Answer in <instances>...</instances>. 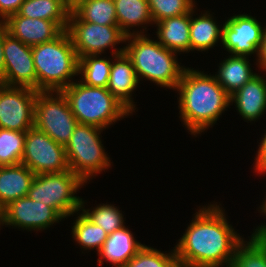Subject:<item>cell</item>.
I'll return each instance as SVG.
<instances>
[{
  "label": "cell",
  "instance_id": "obj_1",
  "mask_svg": "<svg viewBox=\"0 0 266 267\" xmlns=\"http://www.w3.org/2000/svg\"><path fill=\"white\" fill-rule=\"evenodd\" d=\"M225 210L215 204L202 206L174 247L184 267H229L244 239L227 221Z\"/></svg>",
  "mask_w": 266,
  "mask_h": 267
},
{
  "label": "cell",
  "instance_id": "obj_2",
  "mask_svg": "<svg viewBox=\"0 0 266 267\" xmlns=\"http://www.w3.org/2000/svg\"><path fill=\"white\" fill-rule=\"evenodd\" d=\"M193 69H184L175 90L179 93L181 121L196 136L212 127L231 103L214 75Z\"/></svg>",
  "mask_w": 266,
  "mask_h": 267
},
{
  "label": "cell",
  "instance_id": "obj_3",
  "mask_svg": "<svg viewBox=\"0 0 266 267\" xmlns=\"http://www.w3.org/2000/svg\"><path fill=\"white\" fill-rule=\"evenodd\" d=\"M149 38L144 34L126 36L124 53L131 60L139 81L145 78L175 90L186 67L178 63V53Z\"/></svg>",
  "mask_w": 266,
  "mask_h": 267
},
{
  "label": "cell",
  "instance_id": "obj_4",
  "mask_svg": "<svg viewBox=\"0 0 266 267\" xmlns=\"http://www.w3.org/2000/svg\"><path fill=\"white\" fill-rule=\"evenodd\" d=\"M32 54L37 91H62L78 75L79 58L66 30L54 40L32 46Z\"/></svg>",
  "mask_w": 266,
  "mask_h": 267
},
{
  "label": "cell",
  "instance_id": "obj_5",
  "mask_svg": "<svg viewBox=\"0 0 266 267\" xmlns=\"http://www.w3.org/2000/svg\"><path fill=\"white\" fill-rule=\"evenodd\" d=\"M61 92L67 98L78 124L106 129L131 113L104 87H90L76 81Z\"/></svg>",
  "mask_w": 266,
  "mask_h": 267
},
{
  "label": "cell",
  "instance_id": "obj_6",
  "mask_svg": "<svg viewBox=\"0 0 266 267\" xmlns=\"http://www.w3.org/2000/svg\"><path fill=\"white\" fill-rule=\"evenodd\" d=\"M85 182L71 170L35 175L28 197L51 206L63 219L81 211L82 198L75 196Z\"/></svg>",
  "mask_w": 266,
  "mask_h": 267
},
{
  "label": "cell",
  "instance_id": "obj_7",
  "mask_svg": "<svg viewBox=\"0 0 266 267\" xmlns=\"http://www.w3.org/2000/svg\"><path fill=\"white\" fill-rule=\"evenodd\" d=\"M102 131V128L93 125L77 124L65 146L70 170L86 184L93 175L111 166L100 138Z\"/></svg>",
  "mask_w": 266,
  "mask_h": 267
},
{
  "label": "cell",
  "instance_id": "obj_8",
  "mask_svg": "<svg viewBox=\"0 0 266 267\" xmlns=\"http://www.w3.org/2000/svg\"><path fill=\"white\" fill-rule=\"evenodd\" d=\"M77 124L69 102L61 91H37L34 114L36 129L66 146Z\"/></svg>",
  "mask_w": 266,
  "mask_h": 267
},
{
  "label": "cell",
  "instance_id": "obj_9",
  "mask_svg": "<svg viewBox=\"0 0 266 267\" xmlns=\"http://www.w3.org/2000/svg\"><path fill=\"white\" fill-rule=\"evenodd\" d=\"M66 31L78 58L88 55H101L109 47L114 48L111 52L112 56L124 53V47L115 48L117 44L126 41V35L119 26H102L84 22L70 11Z\"/></svg>",
  "mask_w": 266,
  "mask_h": 267
},
{
  "label": "cell",
  "instance_id": "obj_10",
  "mask_svg": "<svg viewBox=\"0 0 266 267\" xmlns=\"http://www.w3.org/2000/svg\"><path fill=\"white\" fill-rule=\"evenodd\" d=\"M21 163L35 175L70 170L65 146L35 127L26 131Z\"/></svg>",
  "mask_w": 266,
  "mask_h": 267
},
{
  "label": "cell",
  "instance_id": "obj_11",
  "mask_svg": "<svg viewBox=\"0 0 266 267\" xmlns=\"http://www.w3.org/2000/svg\"><path fill=\"white\" fill-rule=\"evenodd\" d=\"M37 90L0 83V128L27 131L34 127Z\"/></svg>",
  "mask_w": 266,
  "mask_h": 267
},
{
  "label": "cell",
  "instance_id": "obj_12",
  "mask_svg": "<svg viewBox=\"0 0 266 267\" xmlns=\"http://www.w3.org/2000/svg\"><path fill=\"white\" fill-rule=\"evenodd\" d=\"M264 27L248 14L234 15L222 26L223 48L232 56H259Z\"/></svg>",
  "mask_w": 266,
  "mask_h": 267
},
{
  "label": "cell",
  "instance_id": "obj_13",
  "mask_svg": "<svg viewBox=\"0 0 266 267\" xmlns=\"http://www.w3.org/2000/svg\"><path fill=\"white\" fill-rule=\"evenodd\" d=\"M3 54L4 74L0 83L37 90L32 46L22 43L8 33L5 36Z\"/></svg>",
  "mask_w": 266,
  "mask_h": 267
},
{
  "label": "cell",
  "instance_id": "obj_14",
  "mask_svg": "<svg viewBox=\"0 0 266 267\" xmlns=\"http://www.w3.org/2000/svg\"><path fill=\"white\" fill-rule=\"evenodd\" d=\"M63 218L51 207L28 196L14 200L2 210V224L21 230H41Z\"/></svg>",
  "mask_w": 266,
  "mask_h": 267
},
{
  "label": "cell",
  "instance_id": "obj_15",
  "mask_svg": "<svg viewBox=\"0 0 266 267\" xmlns=\"http://www.w3.org/2000/svg\"><path fill=\"white\" fill-rule=\"evenodd\" d=\"M3 22L11 36L29 46L54 40L64 31L56 22L31 19L17 13L8 16Z\"/></svg>",
  "mask_w": 266,
  "mask_h": 267
},
{
  "label": "cell",
  "instance_id": "obj_16",
  "mask_svg": "<svg viewBox=\"0 0 266 267\" xmlns=\"http://www.w3.org/2000/svg\"><path fill=\"white\" fill-rule=\"evenodd\" d=\"M115 58V59H114ZM107 90L132 114L135 104L132 92L140 83L131 60L125 53L113 56Z\"/></svg>",
  "mask_w": 266,
  "mask_h": 267
},
{
  "label": "cell",
  "instance_id": "obj_17",
  "mask_svg": "<svg viewBox=\"0 0 266 267\" xmlns=\"http://www.w3.org/2000/svg\"><path fill=\"white\" fill-rule=\"evenodd\" d=\"M230 103L247 122L260 119L266 110V79L256 74L230 96Z\"/></svg>",
  "mask_w": 266,
  "mask_h": 267
},
{
  "label": "cell",
  "instance_id": "obj_18",
  "mask_svg": "<svg viewBox=\"0 0 266 267\" xmlns=\"http://www.w3.org/2000/svg\"><path fill=\"white\" fill-rule=\"evenodd\" d=\"M144 246L135 240L133 233L125 226L108 234L102 248L98 252L99 266L106 262L112 263L114 267H124ZM103 259V260H102Z\"/></svg>",
  "mask_w": 266,
  "mask_h": 267
},
{
  "label": "cell",
  "instance_id": "obj_19",
  "mask_svg": "<svg viewBox=\"0 0 266 267\" xmlns=\"http://www.w3.org/2000/svg\"><path fill=\"white\" fill-rule=\"evenodd\" d=\"M35 174L24 164L0 166V208L26 197Z\"/></svg>",
  "mask_w": 266,
  "mask_h": 267
},
{
  "label": "cell",
  "instance_id": "obj_20",
  "mask_svg": "<svg viewBox=\"0 0 266 267\" xmlns=\"http://www.w3.org/2000/svg\"><path fill=\"white\" fill-rule=\"evenodd\" d=\"M190 22L191 11L180 16L165 18L155 23L158 42L176 53L190 52Z\"/></svg>",
  "mask_w": 266,
  "mask_h": 267
},
{
  "label": "cell",
  "instance_id": "obj_21",
  "mask_svg": "<svg viewBox=\"0 0 266 267\" xmlns=\"http://www.w3.org/2000/svg\"><path fill=\"white\" fill-rule=\"evenodd\" d=\"M228 57L219 64L215 78L231 96L257 73H254L251 69L249 57L232 55Z\"/></svg>",
  "mask_w": 266,
  "mask_h": 267
},
{
  "label": "cell",
  "instance_id": "obj_22",
  "mask_svg": "<svg viewBox=\"0 0 266 267\" xmlns=\"http://www.w3.org/2000/svg\"><path fill=\"white\" fill-rule=\"evenodd\" d=\"M116 9L117 24L126 36L144 34L145 25L152 24L149 4L147 0H113ZM143 27V31L132 30L133 27ZM130 28L133 32L130 31ZM142 31V32H141Z\"/></svg>",
  "mask_w": 266,
  "mask_h": 267
},
{
  "label": "cell",
  "instance_id": "obj_23",
  "mask_svg": "<svg viewBox=\"0 0 266 267\" xmlns=\"http://www.w3.org/2000/svg\"><path fill=\"white\" fill-rule=\"evenodd\" d=\"M195 8L191 10L190 22V51H207L213 48L219 40H222V27L217 25L209 11L201 16L193 18Z\"/></svg>",
  "mask_w": 266,
  "mask_h": 267
},
{
  "label": "cell",
  "instance_id": "obj_24",
  "mask_svg": "<svg viewBox=\"0 0 266 267\" xmlns=\"http://www.w3.org/2000/svg\"><path fill=\"white\" fill-rule=\"evenodd\" d=\"M17 14L31 19L53 21L66 30L70 10L62 0H25Z\"/></svg>",
  "mask_w": 266,
  "mask_h": 267
},
{
  "label": "cell",
  "instance_id": "obj_25",
  "mask_svg": "<svg viewBox=\"0 0 266 267\" xmlns=\"http://www.w3.org/2000/svg\"><path fill=\"white\" fill-rule=\"evenodd\" d=\"M229 267H266V235L253 231L238 244Z\"/></svg>",
  "mask_w": 266,
  "mask_h": 267
},
{
  "label": "cell",
  "instance_id": "obj_26",
  "mask_svg": "<svg viewBox=\"0 0 266 267\" xmlns=\"http://www.w3.org/2000/svg\"><path fill=\"white\" fill-rule=\"evenodd\" d=\"M110 58H100V55H88L78 60V75L80 82L90 87L107 88L111 71Z\"/></svg>",
  "mask_w": 266,
  "mask_h": 267
},
{
  "label": "cell",
  "instance_id": "obj_27",
  "mask_svg": "<svg viewBox=\"0 0 266 267\" xmlns=\"http://www.w3.org/2000/svg\"><path fill=\"white\" fill-rule=\"evenodd\" d=\"M72 12L84 22L102 26H118L113 0H86Z\"/></svg>",
  "mask_w": 266,
  "mask_h": 267
},
{
  "label": "cell",
  "instance_id": "obj_28",
  "mask_svg": "<svg viewBox=\"0 0 266 267\" xmlns=\"http://www.w3.org/2000/svg\"><path fill=\"white\" fill-rule=\"evenodd\" d=\"M73 223L72 236L73 240L85 250L96 249L97 253L102 248L108 233L100 226L96 225L82 212Z\"/></svg>",
  "mask_w": 266,
  "mask_h": 267
},
{
  "label": "cell",
  "instance_id": "obj_29",
  "mask_svg": "<svg viewBox=\"0 0 266 267\" xmlns=\"http://www.w3.org/2000/svg\"><path fill=\"white\" fill-rule=\"evenodd\" d=\"M26 131L0 128V166L20 164Z\"/></svg>",
  "mask_w": 266,
  "mask_h": 267
},
{
  "label": "cell",
  "instance_id": "obj_30",
  "mask_svg": "<svg viewBox=\"0 0 266 267\" xmlns=\"http://www.w3.org/2000/svg\"><path fill=\"white\" fill-rule=\"evenodd\" d=\"M84 204L85 201L82 199L80 208L82 213L96 225L102 227L108 234L125 226L124 215L114 205L99 204L90 211V209L84 208Z\"/></svg>",
  "mask_w": 266,
  "mask_h": 267
},
{
  "label": "cell",
  "instance_id": "obj_31",
  "mask_svg": "<svg viewBox=\"0 0 266 267\" xmlns=\"http://www.w3.org/2000/svg\"><path fill=\"white\" fill-rule=\"evenodd\" d=\"M175 250L163 253L152 247L144 245L142 249L131 258L124 267H180Z\"/></svg>",
  "mask_w": 266,
  "mask_h": 267
},
{
  "label": "cell",
  "instance_id": "obj_32",
  "mask_svg": "<svg viewBox=\"0 0 266 267\" xmlns=\"http://www.w3.org/2000/svg\"><path fill=\"white\" fill-rule=\"evenodd\" d=\"M150 14L155 23L169 17L189 13L195 6L194 0H147Z\"/></svg>",
  "mask_w": 266,
  "mask_h": 267
},
{
  "label": "cell",
  "instance_id": "obj_33",
  "mask_svg": "<svg viewBox=\"0 0 266 267\" xmlns=\"http://www.w3.org/2000/svg\"><path fill=\"white\" fill-rule=\"evenodd\" d=\"M263 135L255 157V173L266 174V131Z\"/></svg>",
  "mask_w": 266,
  "mask_h": 267
},
{
  "label": "cell",
  "instance_id": "obj_34",
  "mask_svg": "<svg viewBox=\"0 0 266 267\" xmlns=\"http://www.w3.org/2000/svg\"><path fill=\"white\" fill-rule=\"evenodd\" d=\"M25 0H0V21L19 11Z\"/></svg>",
  "mask_w": 266,
  "mask_h": 267
},
{
  "label": "cell",
  "instance_id": "obj_35",
  "mask_svg": "<svg viewBox=\"0 0 266 267\" xmlns=\"http://www.w3.org/2000/svg\"><path fill=\"white\" fill-rule=\"evenodd\" d=\"M8 34L6 25L3 21H0V79L4 74V54L3 46L5 41V36Z\"/></svg>",
  "mask_w": 266,
  "mask_h": 267
},
{
  "label": "cell",
  "instance_id": "obj_36",
  "mask_svg": "<svg viewBox=\"0 0 266 267\" xmlns=\"http://www.w3.org/2000/svg\"><path fill=\"white\" fill-rule=\"evenodd\" d=\"M256 65L259 66V68L263 69V71H266V26L264 27L263 31V38H262V44L259 49V56L257 58Z\"/></svg>",
  "mask_w": 266,
  "mask_h": 267
},
{
  "label": "cell",
  "instance_id": "obj_37",
  "mask_svg": "<svg viewBox=\"0 0 266 267\" xmlns=\"http://www.w3.org/2000/svg\"><path fill=\"white\" fill-rule=\"evenodd\" d=\"M64 5L70 10L73 11L80 3L86 0H62Z\"/></svg>",
  "mask_w": 266,
  "mask_h": 267
},
{
  "label": "cell",
  "instance_id": "obj_38",
  "mask_svg": "<svg viewBox=\"0 0 266 267\" xmlns=\"http://www.w3.org/2000/svg\"><path fill=\"white\" fill-rule=\"evenodd\" d=\"M255 231H257V232H260V233H263V234H265L266 235V225L265 224H261V226L259 225L256 229H255Z\"/></svg>",
  "mask_w": 266,
  "mask_h": 267
},
{
  "label": "cell",
  "instance_id": "obj_39",
  "mask_svg": "<svg viewBox=\"0 0 266 267\" xmlns=\"http://www.w3.org/2000/svg\"><path fill=\"white\" fill-rule=\"evenodd\" d=\"M260 213H264V216L266 215V199L264 200V202L262 203V205H260Z\"/></svg>",
  "mask_w": 266,
  "mask_h": 267
},
{
  "label": "cell",
  "instance_id": "obj_40",
  "mask_svg": "<svg viewBox=\"0 0 266 267\" xmlns=\"http://www.w3.org/2000/svg\"><path fill=\"white\" fill-rule=\"evenodd\" d=\"M3 226V224H2V209L0 208V226Z\"/></svg>",
  "mask_w": 266,
  "mask_h": 267
}]
</instances>
